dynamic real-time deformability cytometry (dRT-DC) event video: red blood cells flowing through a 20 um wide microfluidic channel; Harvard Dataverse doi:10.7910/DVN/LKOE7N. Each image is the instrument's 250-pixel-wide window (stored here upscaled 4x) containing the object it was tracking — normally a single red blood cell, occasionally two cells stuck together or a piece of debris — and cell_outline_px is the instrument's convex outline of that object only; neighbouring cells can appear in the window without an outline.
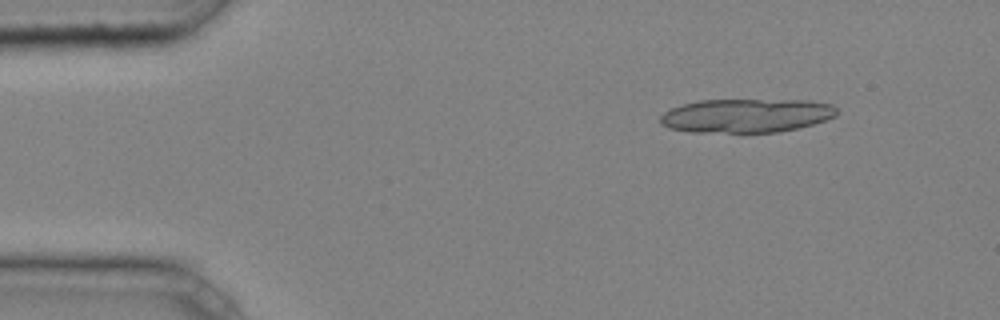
{"species": "common noctule bat (a hibernating species)", "species_latin": "Nyctalus noctula", "temperature_condition": "cold", "stored_images_in_passage": 11, "camera_frame_rate_fps": 3000, "um_per_image_px": 0.085, "animal": {"sex": "male", "body_mass_g": 20.4}, "frame": {"image": 1, "passage_image": 2, "time_ms": 0.333, "image_size_px": [1000, 320], "cell_outline_px": [[836, 116], [812, 124], [780, 132], [688, 132], [668, 128], [660, 124], [660, 116], [664, 112], [672, 108], [684, 104], [700, 100], [808, 100], [832, 104], [836, 108]], "centroid_in_image_um": [63.41, 9.83], "position_along_channel_um": 21.6, "area_um2": 34.8}}